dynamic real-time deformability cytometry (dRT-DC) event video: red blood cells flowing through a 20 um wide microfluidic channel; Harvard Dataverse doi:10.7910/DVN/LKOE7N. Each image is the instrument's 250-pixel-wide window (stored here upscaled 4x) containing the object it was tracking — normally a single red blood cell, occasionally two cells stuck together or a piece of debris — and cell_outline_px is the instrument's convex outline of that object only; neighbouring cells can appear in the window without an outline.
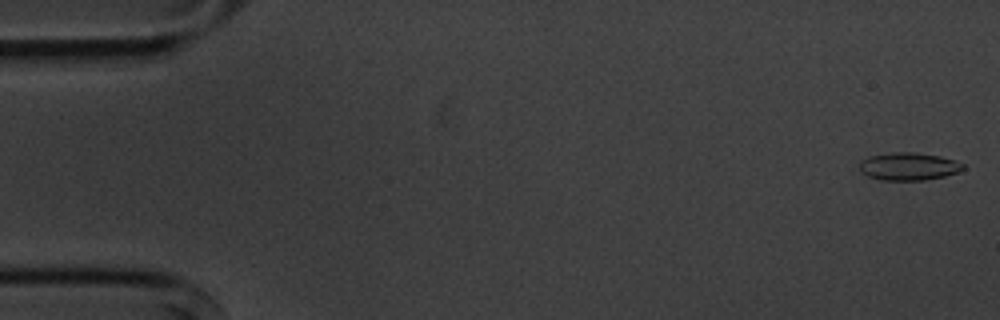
{"species": "common noctule bat (a hibernating species)", "species_latin": "Nyctalus noctula", "temperature_condition": "cold", "stored_images_in_passage": 5, "camera_frame_rate_fps": 3000, "um_per_image_px": 0.085, "animal": {"sex": "male", "body_mass_g": 20.1, "forearm_length_mm": 53.5}, "frame": {"image": 1, "passage_image": 1, "time_ms": 0.0, "image_size_px": [1000, 320], "cell_outline_px": [[964, 168], [956, 172], [944, 176], [924, 180], [880, 180], [868, 176], [860, 172], [860, 160], [868, 156], [892, 152], [916, 152], [940, 156], [964, 164]], "centroid_in_image_um": [77.18, 14.14], "position_along_channel_um": 7.8, "area_um2": 16.7}}
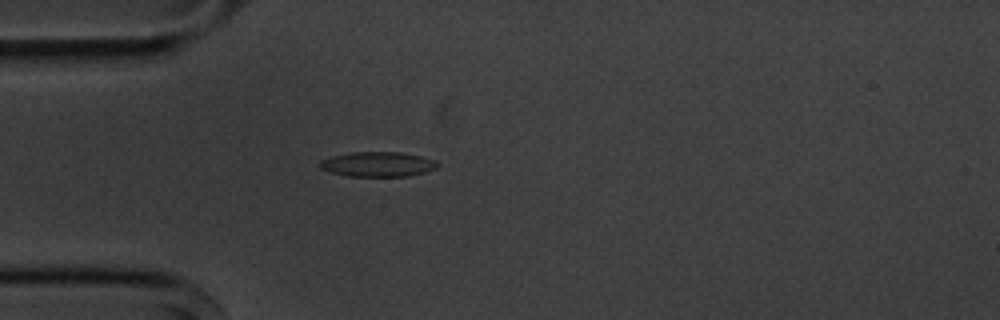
{"frame": {"image": 2, "passage_image": 5, "time_ms": 4.667, "image_size_px": [1000, 320], "cell_outline_px": [[440, 164], [436, 168], [424, 172], [408, 176], [348, 176], [332, 172], [320, 168], [320, 160], [332, 156], [352, 152], [400, 152], [420, 156], [436, 160]], "centroid_in_image_um": [32.13, 13.95], "position_along_channel_um": 52.9, "area_um2": 16.94}}